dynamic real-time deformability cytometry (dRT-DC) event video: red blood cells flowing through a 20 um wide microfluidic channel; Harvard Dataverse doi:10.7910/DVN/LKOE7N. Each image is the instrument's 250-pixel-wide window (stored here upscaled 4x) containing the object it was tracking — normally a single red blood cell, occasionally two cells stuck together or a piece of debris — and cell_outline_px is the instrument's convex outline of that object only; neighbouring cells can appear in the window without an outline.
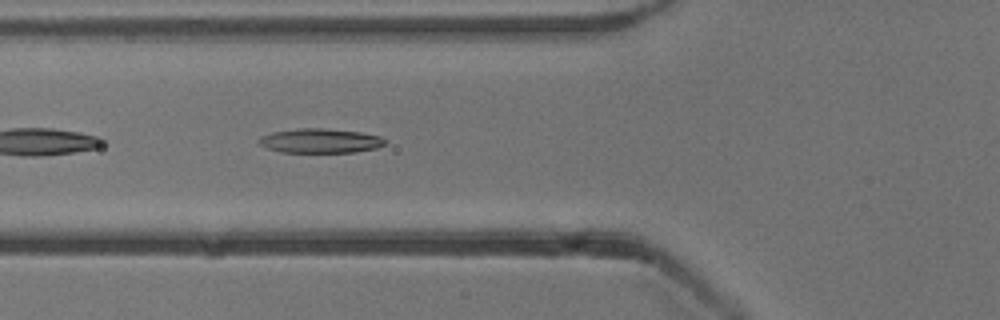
{"species": "common noctule bat (a hibernating species)", "species_latin": "Nyctalus noctula", "temperature_condition": "cold", "stored_images_in_passage": 22, "camera_frame_rate_fps": 3000, "um_per_image_px": 0.085, "animal": {"sex": "male", "body_mass_g": 13.3}, "frame": {"image": 1, "passage_image": 4, "time_ms": 1.0, "image_size_px": [1000, 320], "cell_outline_px": [[388, 140], [384, 144], [376, 148], [356, 152], [280, 152], [268, 148], [260, 144], [256, 140], [260, 136], [272, 132], [296, 128], [328, 128], [360, 132], [380, 136]], "centroid_in_image_um": [27.21, 11.96], "position_along_channel_um": 98.6, "area_um2": 18.09}}